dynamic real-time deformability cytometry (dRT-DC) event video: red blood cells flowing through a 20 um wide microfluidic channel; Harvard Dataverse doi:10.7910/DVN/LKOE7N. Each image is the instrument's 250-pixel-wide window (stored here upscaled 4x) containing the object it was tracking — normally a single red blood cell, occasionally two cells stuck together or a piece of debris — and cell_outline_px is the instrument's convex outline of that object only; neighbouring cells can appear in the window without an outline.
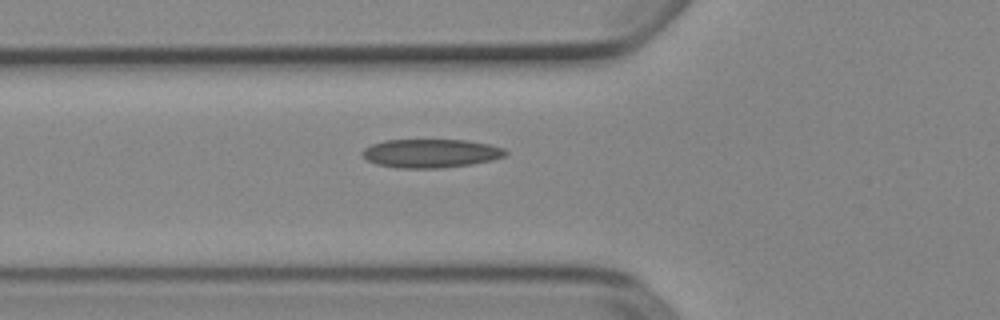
{"species": "Egyptian fruit bat (a non-hibernating species)", "species_latin": "Rousettus aegyptiacus", "temperature_condition": "cold", "stored_images_in_passage": 5, "camera_frame_rate_fps": 3000, "um_per_image_px": 0.085, "animal": {"sex": "female"}, "frame": {"image": 1, "passage_image": 5, "time_ms": 1.333, "image_size_px": [1000, 320], "cell_outline_px": [[508, 152], [504, 156], [492, 160], [472, 164], [444, 168], [396, 168], [376, 164], [368, 160], [360, 152], [364, 148], [372, 144], [384, 140], [468, 140], [488, 144], [504, 148]], "centroid_in_image_um": [36.61, 13.03], "position_along_channel_um": 89.2, "area_um2": 23.99}}